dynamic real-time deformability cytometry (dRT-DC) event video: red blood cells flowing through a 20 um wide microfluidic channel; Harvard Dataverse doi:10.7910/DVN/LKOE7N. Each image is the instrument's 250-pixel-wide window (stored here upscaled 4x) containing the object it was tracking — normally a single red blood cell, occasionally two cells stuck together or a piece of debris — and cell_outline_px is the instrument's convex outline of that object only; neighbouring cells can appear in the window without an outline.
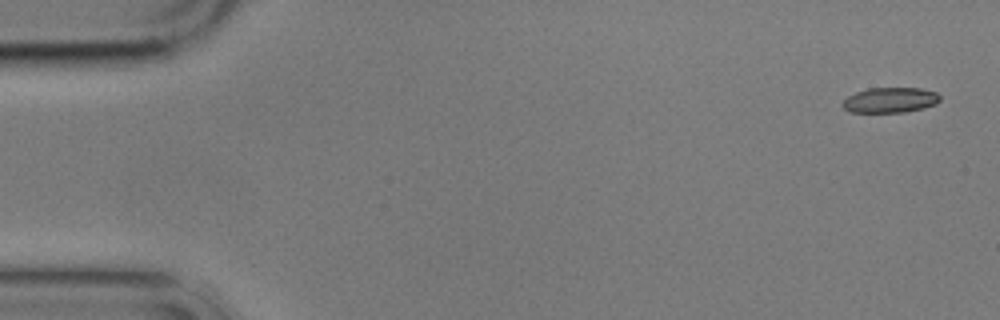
{"species": "common noctule bat (a hibernating species)", "species_latin": "Nyctalus noctula", "temperature_condition": "cold", "stored_images_in_passage": 5, "camera_frame_rate_fps": 3000, "um_per_image_px": 0.085, "animal": {"sex": "male", "body_mass_g": 17.9}, "frame": {"image": 1, "passage_image": 1, "time_ms": 0.0, "image_size_px": [1000, 320], "cell_outline_px": [[940, 100], [936, 104], [924, 108], [904, 112], [848, 112], [840, 104], [848, 96], [856, 92], [868, 88], [920, 88], [936, 92], [940, 96]], "centroid_in_image_um": [75.66, 8.51], "position_along_channel_um": 9.3, "area_um2": 14.39}}
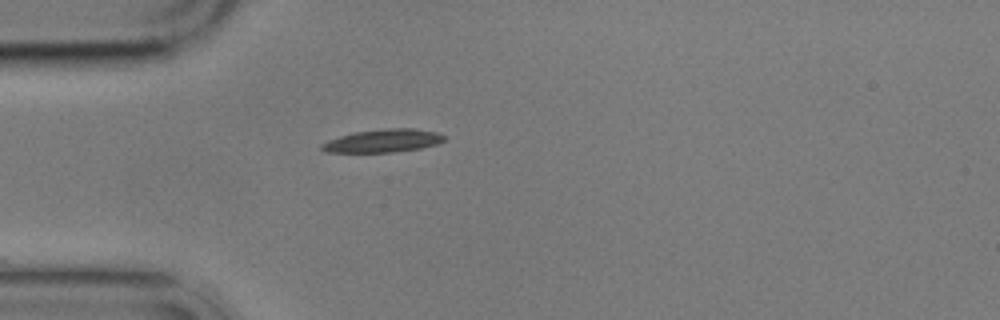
{"frame": {"image": 2, "passage_image": 5, "time_ms": 4.667, "image_size_px": [1000, 320], "cell_outline_px": [[448, 136], [444, 140], [436, 144], [420, 148], [392, 152], [324, 152], [320, 148], [320, 144], [328, 140], [352, 132], [388, 128], [412, 128], [436, 132]], "centroid_in_image_um": [32.54, 11.96], "position_along_channel_um": 52.5, "area_um2": 16.47}}